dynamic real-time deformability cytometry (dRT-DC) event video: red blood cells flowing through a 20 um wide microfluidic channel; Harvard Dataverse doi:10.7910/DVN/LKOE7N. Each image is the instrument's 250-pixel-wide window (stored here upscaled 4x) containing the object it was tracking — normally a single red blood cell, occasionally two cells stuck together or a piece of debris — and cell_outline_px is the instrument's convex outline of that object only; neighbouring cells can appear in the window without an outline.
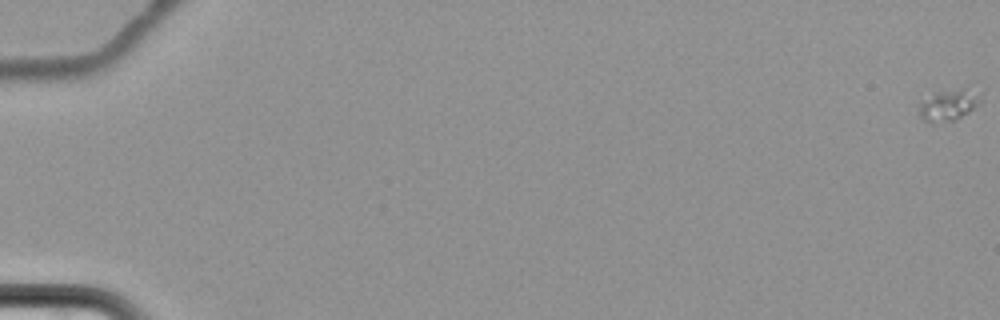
{"species": "common noctule bat (a hibernating species)", "species_latin": "Nyctalus noctula", "temperature_condition": "cold", "stored_images_in_passage": 10, "camera_frame_rate_fps": 3000, "um_per_image_px": 0.085, "animal": {"sex": "female", "body_mass_g": 22.7, "forearm_length_mm": 54.2}, "frame": {"image": 1, "passage_image": 1, "time_ms": 0.0, "image_size_px": [1000, 320], "cell_outline_px": [[980, 104], [956, 120], [932, 124], [924, 120], [920, 116], [920, 104], [936, 92], [964, 84], [968, 84], [980, 100]], "centroid_in_image_um": [80.66, 8.88], "position_along_channel_um": 4.3, "area_um2": 11.5}}